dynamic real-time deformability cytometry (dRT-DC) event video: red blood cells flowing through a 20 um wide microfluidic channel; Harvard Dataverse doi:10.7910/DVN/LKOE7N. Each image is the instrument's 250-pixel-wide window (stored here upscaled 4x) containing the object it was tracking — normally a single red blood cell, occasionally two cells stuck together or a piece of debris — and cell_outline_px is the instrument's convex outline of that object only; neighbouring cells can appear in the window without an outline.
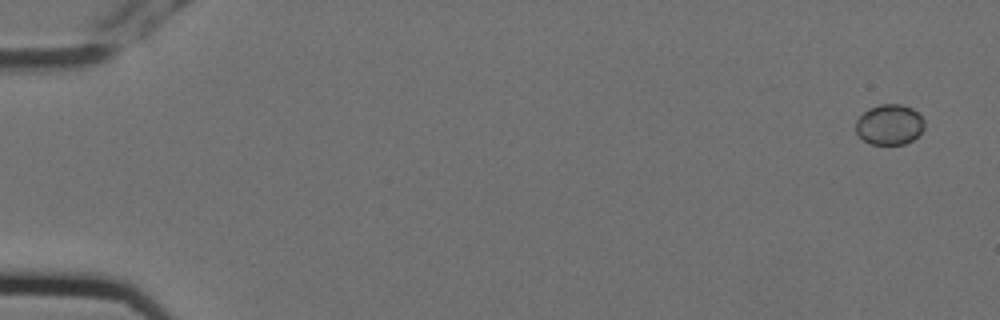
{"species": "Egyptian fruit bat (a non-hibernating species)", "species_latin": "Rousettus aegyptiacus", "temperature_condition": "cold", "stored_images_in_passage": 8, "camera_frame_rate_fps": 3000, "um_per_image_px": 0.085, "animal": {"sex": "female"}, "frame": {"image": 1, "passage_image": 1, "time_ms": 0.0, "image_size_px": [1000, 320], "cell_outline_px": [[924, 128], [912, 140], [904, 144], [868, 144], [856, 132], [856, 120], [868, 108], [880, 104], [900, 104], [912, 108], [924, 120]], "centroid_in_image_um": [75.59, 10.58], "position_along_channel_um": 9.4, "area_um2": 16.07}}
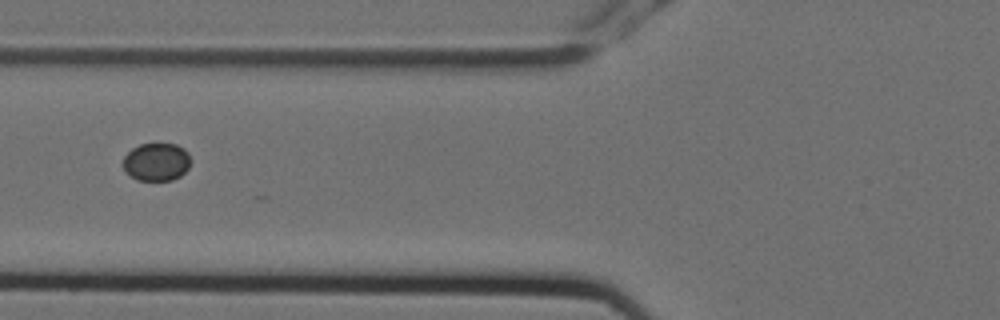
{"frame": {"image": 2, "passage_image": 7, "time_ms": 2.0, "image_size_px": [1000, 320], "cell_outline_px": [[188, 168], [180, 176], [172, 180], [136, 180], [124, 168], [124, 156], [132, 148], [140, 144], [176, 144], [184, 148], [188, 152]], "centroid_in_image_um": [13.3, 13.75], "position_along_channel_um": 112.5, "area_um2": 14.68}}
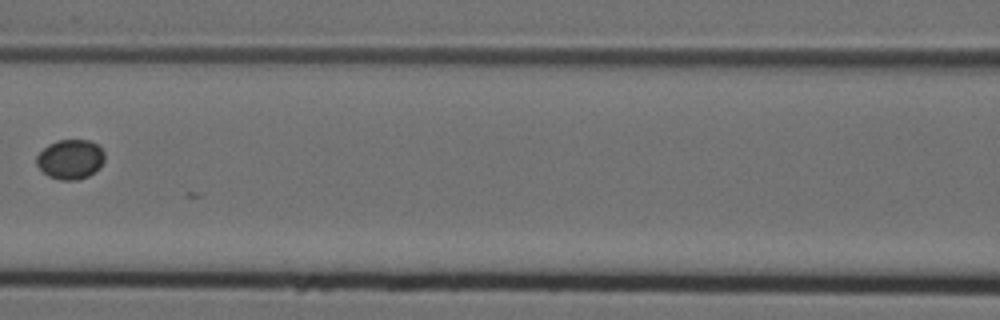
{"frame": {"image": 3, "passage_image": 8, "time_ms": 2.333, "image_size_px": [1000, 320], "cell_outline_px": [[104, 160], [100, 168], [88, 176], [76, 180], [60, 180], [48, 176], [36, 164], [36, 156], [48, 144], [56, 140], [88, 140], [96, 144], [104, 152]], "centroid_in_image_um": [5.97, 13.54], "position_along_channel_um": 160.6, "area_um2": 15.72}}